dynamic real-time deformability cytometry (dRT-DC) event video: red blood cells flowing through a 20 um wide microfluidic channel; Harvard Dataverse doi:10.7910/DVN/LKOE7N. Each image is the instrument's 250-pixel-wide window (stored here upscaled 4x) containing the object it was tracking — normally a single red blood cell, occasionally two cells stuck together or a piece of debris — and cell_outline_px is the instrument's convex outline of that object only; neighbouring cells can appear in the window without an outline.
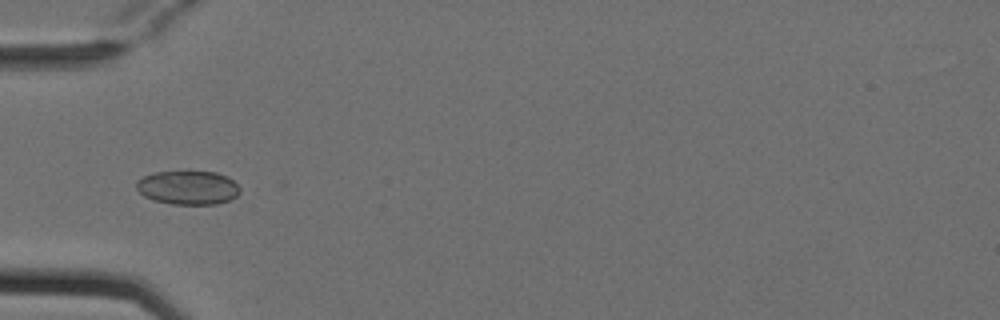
{"species": "Egyptian fruit bat (a non-hibernating species)", "species_latin": "Rousettus aegyptiacus", "temperature_condition": "cold", "stored_images_in_passage": 4, "camera_frame_rate_fps": 3000, "um_per_image_px": 0.085, "animal": {"sex": "female"}, "frame": {"image": 1, "passage_image": 4, "time_ms": 1.0, "image_size_px": [1000, 320], "cell_outline_px": [[240, 192], [236, 196], [228, 200], [216, 204], [172, 204], [152, 200], [144, 196], [136, 188], [136, 180], [144, 176], [156, 172], [216, 172], [228, 176], [240, 188]], "centroid_in_image_um": [15.97, 15.95], "position_along_channel_um": 69.0, "area_um2": 20.35}}